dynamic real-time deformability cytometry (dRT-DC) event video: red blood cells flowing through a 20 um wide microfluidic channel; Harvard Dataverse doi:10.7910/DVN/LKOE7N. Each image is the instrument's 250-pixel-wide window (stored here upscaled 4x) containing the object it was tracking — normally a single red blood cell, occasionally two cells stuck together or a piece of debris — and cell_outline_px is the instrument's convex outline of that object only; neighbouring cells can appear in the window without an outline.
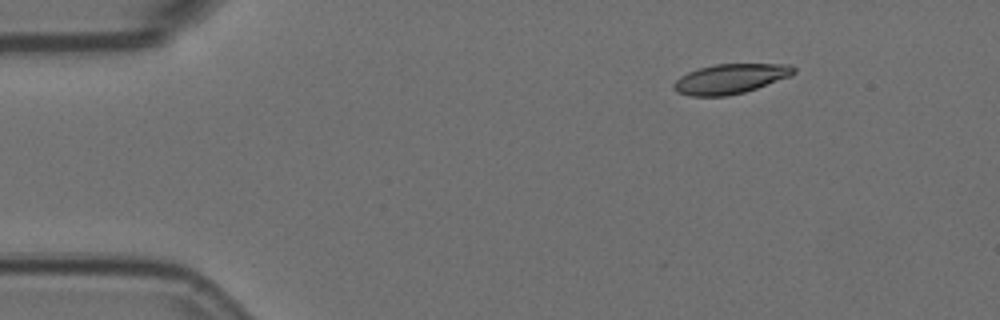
{"species": "Egyptian fruit bat (a non-hibernating species)", "species_latin": "Rousettus aegyptiacus", "temperature_condition": "room temperature", "stored_images_in_passage": 6, "camera_frame_rate_fps": 3000, "um_per_image_px": 0.085, "animal": {"sex": "female"}, "frame": {"image": 1, "passage_image": 1, "time_ms": 0.0, "image_size_px": [1000, 320], "cell_outline_px": [[796, 72], [792, 76], [744, 92], [728, 96], [688, 96], [676, 92], [672, 88], [672, 84], [680, 76], [688, 72], [700, 68], [716, 64], [792, 64], [796, 68]], "centroid_in_image_um": [62.08, 6.7], "position_along_channel_um": 22.9, "area_um2": 20.98}}
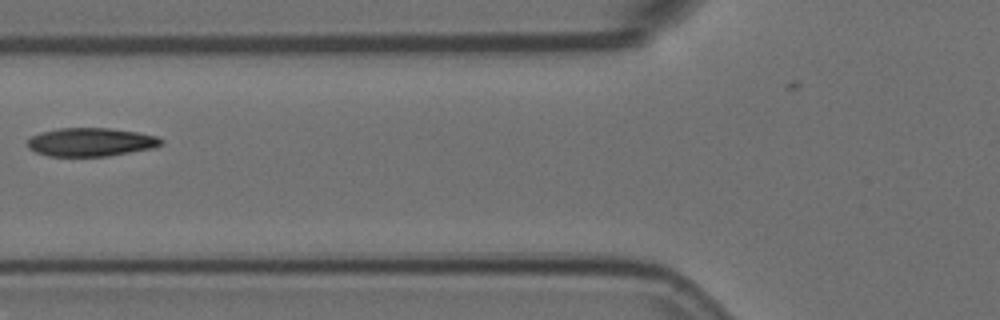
{"frame": {"image": 2, "passage_image": 5, "time_ms": 1.333, "image_size_px": [1000, 320], "cell_outline_px": [[164, 144], [152, 148], [108, 156], [48, 156], [36, 152], [28, 148], [28, 140], [32, 136], [40, 132], [60, 128], [108, 128], [136, 132], [156, 136], [164, 140]], "centroid_in_image_um": [7.72, 12.08], "position_along_channel_um": 118.1, "area_um2": 22.08}}
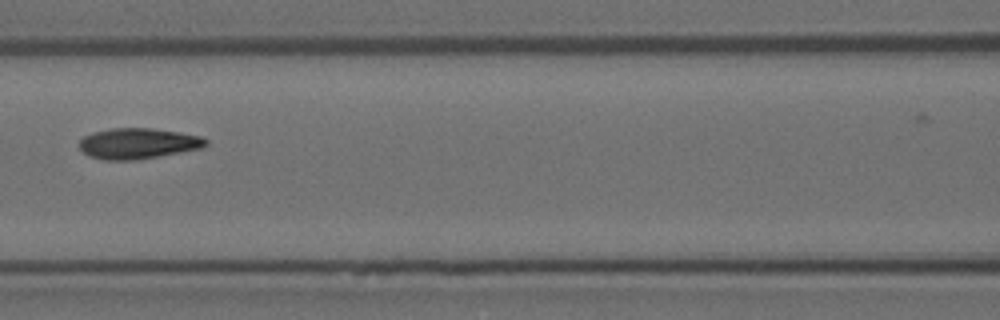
{"frame": {"image": 3, "passage_image": 6, "time_ms": 1.667, "image_size_px": [1000, 320], "cell_outline_px": [[208, 144], [204, 148], [140, 160], [104, 160], [88, 156], [80, 148], [80, 140], [84, 136], [92, 132], [112, 128], [152, 128], [180, 132], [200, 136], [208, 140]], "centroid_in_image_um": [11.76, 12.2], "position_along_channel_um": 154.8, "area_um2": 22.95}}